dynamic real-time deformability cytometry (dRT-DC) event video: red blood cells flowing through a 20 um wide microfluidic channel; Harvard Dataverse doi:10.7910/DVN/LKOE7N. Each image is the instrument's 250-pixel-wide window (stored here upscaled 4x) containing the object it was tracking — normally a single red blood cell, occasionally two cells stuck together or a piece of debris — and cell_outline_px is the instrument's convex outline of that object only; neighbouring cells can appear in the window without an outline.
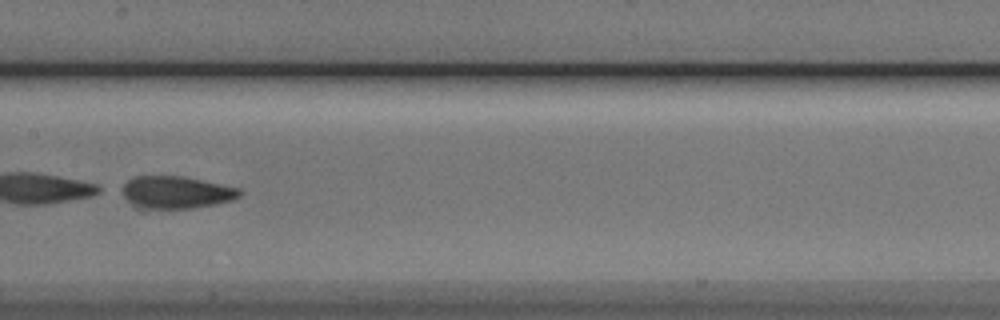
{"species": "Egyptian fruit bat (a non-hibernating species)", "species_latin": "Rousettus aegyptiacus", "temperature_condition": "cold", "stored_images_in_passage": 52, "camera_frame_rate_fps": 3000, "um_per_image_px": 0.085, "animal": {"sex": "male"}, "frame": {"image": 1, "passage_image": 27, "time_ms": 8.667, "image_size_px": [1000, 320], "cell_outline_px": [[244, 192], [240, 196], [232, 200], [216, 204], [192, 208], [136, 208], [124, 196], [124, 184], [128, 180], [136, 176], [184, 176], [240, 188]], "centroid_in_image_um": [15.03, 16.34], "position_along_channel_um": 192.4, "area_um2": 22.08}}
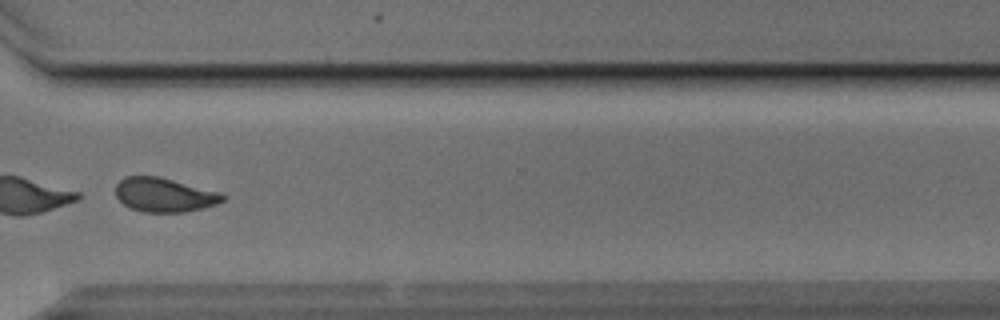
{"frame": {"image": 2, "passage_image": 40, "time_ms": 13.0, "image_size_px": [1000, 320], "cell_outline_px": [[228, 196], [224, 200], [216, 204], [204, 208], [184, 212], [140, 212], [128, 208], [116, 196], [116, 184], [124, 176], [160, 176], [220, 192]], "centroid_in_image_um": [13.97, 16.56], "position_along_channel_um": 356.6, "area_um2": 21.56}}